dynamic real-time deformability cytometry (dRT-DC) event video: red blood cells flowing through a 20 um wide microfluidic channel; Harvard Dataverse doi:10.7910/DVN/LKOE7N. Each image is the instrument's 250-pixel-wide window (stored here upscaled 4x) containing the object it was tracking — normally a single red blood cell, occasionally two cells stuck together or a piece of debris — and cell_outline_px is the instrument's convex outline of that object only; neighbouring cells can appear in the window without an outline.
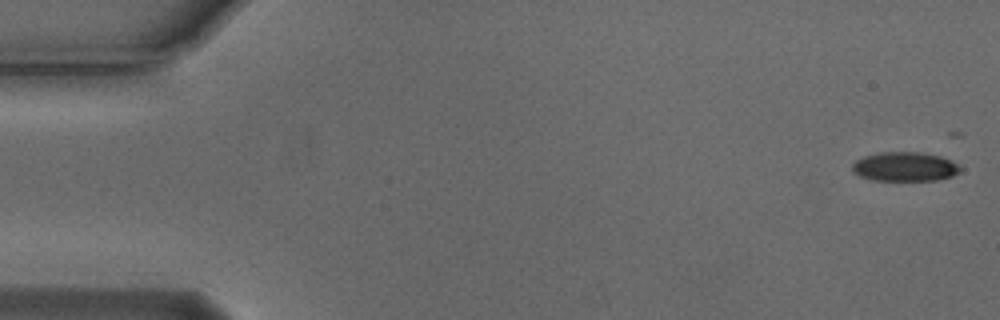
{"species": "Egyptian fruit bat (a non-hibernating species)", "species_latin": "Rousettus aegyptiacus", "temperature_condition": "cold", "stored_images_in_passage": 5, "camera_frame_rate_fps": 3000, "um_per_image_px": 0.085, "animal": {"sex": "male"}, "frame": {"image": 1, "passage_image": 1, "time_ms": 0.0, "image_size_px": [1000, 320], "cell_outline_px": [[964, 168], [960, 172], [952, 176], [936, 180], [868, 180], [852, 172], [852, 164], [856, 160], [864, 156], [880, 152], [920, 152], [940, 156], [960, 164]], "centroid_in_image_um": [76.92, 14.17], "position_along_channel_um": 8.1, "area_um2": 18.61}}
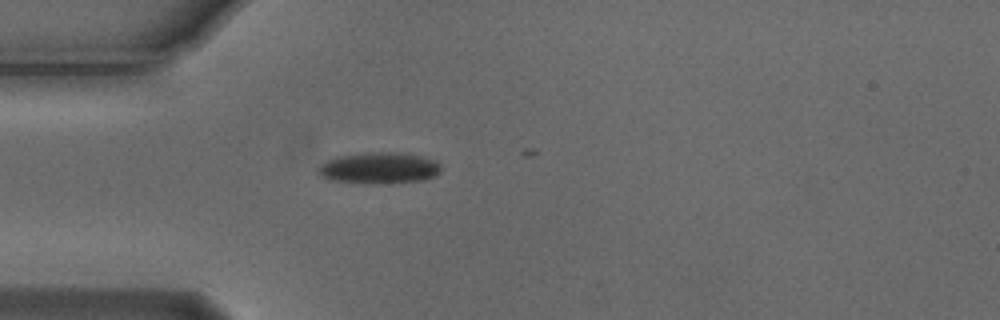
{"frame": {"image": 2, "passage_image": 5, "time_ms": 1.333, "image_size_px": [1000, 320], "cell_outline_px": [[440, 172], [436, 176], [424, 180], [332, 180], [324, 176], [316, 168], [320, 164], [336, 156], [364, 152], [400, 152], [420, 156], [432, 160], [440, 164]], "centroid_in_image_um": [32.25, 14.2], "position_along_channel_um": 52.8, "area_um2": 21.04}}